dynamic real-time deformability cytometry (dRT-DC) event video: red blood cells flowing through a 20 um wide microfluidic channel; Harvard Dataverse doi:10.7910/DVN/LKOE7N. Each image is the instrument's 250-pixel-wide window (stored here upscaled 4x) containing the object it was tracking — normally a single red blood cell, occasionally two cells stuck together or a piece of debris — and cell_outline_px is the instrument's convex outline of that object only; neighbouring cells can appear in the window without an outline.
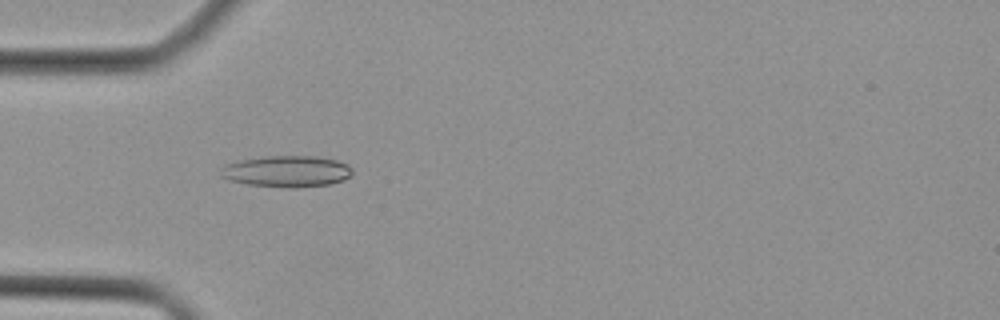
{"species": "Egyptian fruit bat (a non-hibernating species)", "species_latin": "Rousettus aegyptiacus", "temperature_condition": "cold", "stored_images_in_passage": 32, "camera_frame_rate_fps": 3000, "um_per_image_px": 0.085, "animal": {"sex": "female"}, "frame": {"image": 1, "passage_image": 2, "time_ms": 0.333, "image_size_px": [1000, 320], "cell_outline_px": [[352, 176], [344, 180], [332, 184], [292, 188], [248, 184], [228, 180], [220, 176], [224, 164], [264, 156], [316, 156], [336, 160], [348, 164], [352, 168]], "centroid_in_image_um": [24.43, 14.57], "position_along_channel_um": 60.6, "area_um2": 24.1}}
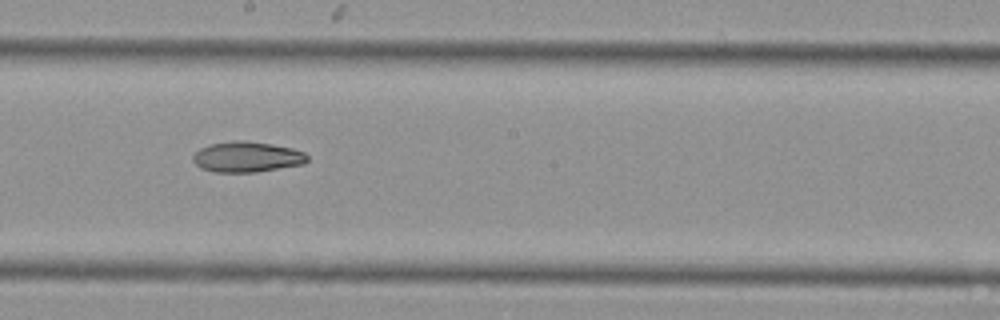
{"frame": {"image": 2, "passage_image": 13, "time_ms": 4.0, "image_size_px": [1000, 320], "cell_outline_px": [[308, 160], [304, 164], [256, 172], [212, 172], [200, 168], [192, 160], [192, 156], [200, 148], [212, 144], [232, 140], [244, 140], [272, 144], [292, 148], [304, 152], [308, 156]], "centroid_in_image_um": [20.98, 13.34], "position_along_channel_um": 227.2, "area_um2": 20.46}}
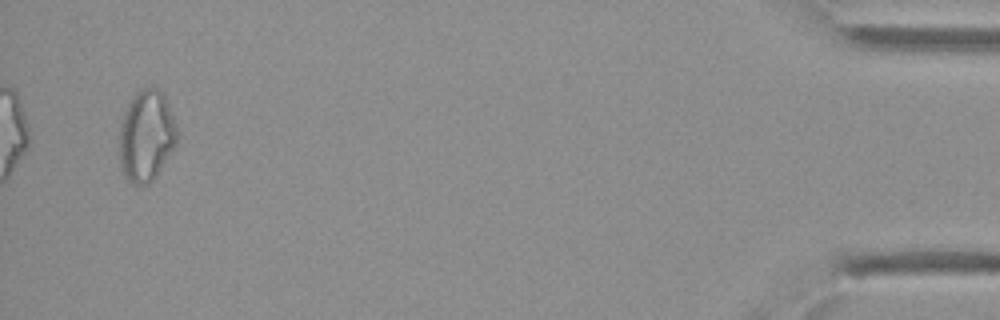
{"frame": {"image": 3, "passage_image": 31, "time_ms": 10.0, "image_size_px": [1000, 320], "cell_outline_px": [[176, 144], [156, 176], [148, 184], [132, 184], [128, 180], [120, 168], [120, 124], [124, 112], [132, 96], [140, 88], [156, 88], [164, 92], [176, 124]], "centroid_in_image_um": [12.43, 11.52], "position_along_channel_um": 422.8, "area_um2": 30.63}}